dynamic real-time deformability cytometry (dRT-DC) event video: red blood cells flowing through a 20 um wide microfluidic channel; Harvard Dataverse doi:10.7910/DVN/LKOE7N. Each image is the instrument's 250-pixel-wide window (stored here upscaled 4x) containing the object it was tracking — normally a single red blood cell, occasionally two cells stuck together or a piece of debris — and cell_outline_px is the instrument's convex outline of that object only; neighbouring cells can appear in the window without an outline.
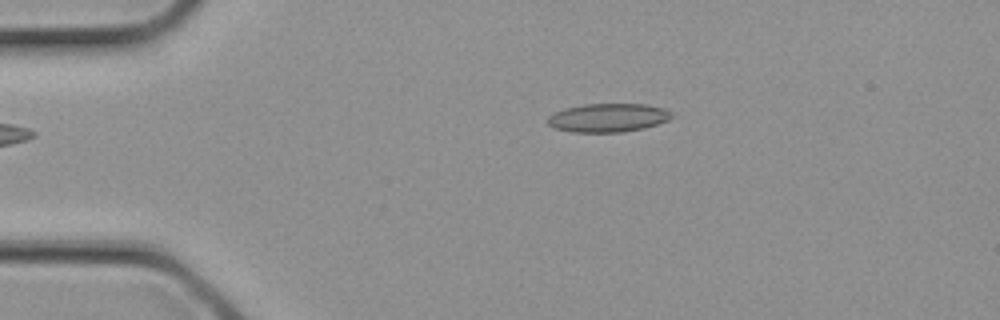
{"species": "common noctule bat (a hibernating species)", "species_latin": "Nyctalus noctula", "temperature_condition": "cold", "stored_images_in_passage": 1, "camera_frame_rate_fps": 3000, "um_per_image_px": 0.085, "animal": {"sex": "female", "body_mass_g": 21.9}, "frame": {"image": 1, "passage_image": 1, "time_ms": 0.0, "image_size_px": [1000, 320], "cell_outline_px": [[672, 116], [668, 120], [644, 128], [620, 132], [572, 132], [552, 128], [548, 124], [548, 116], [552, 112], [564, 108], [584, 104], [648, 104], [664, 108], [672, 112]], "centroid_in_image_um": [51.65, 10.0], "position_along_channel_um": 33.4, "area_um2": 20.81}}